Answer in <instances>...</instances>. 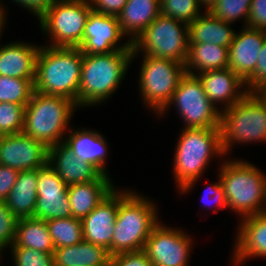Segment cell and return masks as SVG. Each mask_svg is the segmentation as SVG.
I'll return each mask as SVG.
<instances>
[{
	"label": "cell",
	"instance_id": "4",
	"mask_svg": "<svg viewBox=\"0 0 266 266\" xmlns=\"http://www.w3.org/2000/svg\"><path fill=\"white\" fill-rule=\"evenodd\" d=\"M226 157L217 169L228 209L237 220L266 211V174L244 159Z\"/></svg>",
	"mask_w": 266,
	"mask_h": 266
},
{
	"label": "cell",
	"instance_id": "13",
	"mask_svg": "<svg viewBox=\"0 0 266 266\" xmlns=\"http://www.w3.org/2000/svg\"><path fill=\"white\" fill-rule=\"evenodd\" d=\"M126 38L120 28L118 17L91 10L79 49L82 54L87 55L108 54L117 50H132V43ZM123 39L126 41H123Z\"/></svg>",
	"mask_w": 266,
	"mask_h": 266
},
{
	"label": "cell",
	"instance_id": "16",
	"mask_svg": "<svg viewBox=\"0 0 266 266\" xmlns=\"http://www.w3.org/2000/svg\"><path fill=\"white\" fill-rule=\"evenodd\" d=\"M232 266H242L254 258H266V211L241 218L235 230Z\"/></svg>",
	"mask_w": 266,
	"mask_h": 266
},
{
	"label": "cell",
	"instance_id": "5",
	"mask_svg": "<svg viewBox=\"0 0 266 266\" xmlns=\"http://www.w3.org/2000/svg\"><path fill=\"white\" fill-rule=\"evenodd\" d=\"M83 54L79 47L41 45L36 59L34 91L78 102Z\"/></svg>",
	"mask_w": 266,
	"mask_h": 266
},
{
	"label": "cell",
	"instance_id": "30",
	"mask_svg": "<svg viewBox=\"0 0 266 266\" xmlns=\"http://www.w3.org/2000/svg\"><path fill=\"white\" fill-rule=\"evenodd\" d=\"M48 231L55 249L78 244L83 240L82 220L68 218L46 221Z\"/></svg>",
	"mask_w": 266,
	"mask_h": 266
},
{
	"label": "cell",
	"instance_id": "20",
	"mask_svg": "<svg viewBox=\"0 0 266 266\" xmlns=\"http://www.w3.org/2000/svg\"><path fill=\"white\" fill-rule=\"evenodd\" d=\"M118 212V187L82 219L83 240L105 247L112 256V237Z\"/></svg>",
	"mask_w": 266,
	"mask_h": 266
},
{
	"label": "cell",
	"instance_id": "3",
	"mask_svg": "<svg viewBox=\"0 0 266 266\" xmlns=\"http://www.w3.org/2000/svg\"><path fill=\"white\" fill-rule=\"evenodd\" d=\"M132 55V50H117L100 55L83 54L76 106L79 109L95 108L112 98L126 78Z\"/></svg>",
	"mask_w": 266,
	"mask_h": 266
},
{
	"label": "cell",
	"instance_id": "21",
	"mask_svg": "<svg viewBox=\"0 0 266 266\" xmlns=\"http://www.w3.org/2000/svg\"><path fill=\"white\" fill-rule=\"evenodd\" d=\"M103 133L86 128L72 126L65 136L64 143L74 156L82 161L95 165L103 174L110 175L106 168L109 143Z\"/></svg>",
	"mask_w": 266,
	"mask_h": 266
},
{
	"label": "cell",
	"instance_id": "29",
	"mask_svg": "<svg viewBox=\"0 0 266 266\" xmlns=\"http://www.w3.org/2000/svg\"><path fill=\"white\" fill-rule=\"evenodd\" d=\"M10 247H27L45 253L55 250L46 221L34 217L18 219L15 240Z\"/></svg>",
	"mask_w": 266,
	"mask_h": 266
},
{
	"label": "cell",
	"instance_id": "47",
	"mask_svg": "<svg viewBox=\"0 0 266 266\" xmlns=\"http://www.w3.org/2000/svg\"><path fill=\"white\" fill-rule=\"evenodd\" d=\"M3 136L4 135L0 132V141L2 140Z\"/></svg>",
	"mask_w": 266,
	"mask_h": 266
},
{
	"label": "cell",
	"instance_id": "46",
	"mask_svg": "<svg viewBox=\"0 0 266 266\" xmlns=\"http://www.w3.org/2000/svg\"><path fill=\"white\" fill-rule=\"evenodd\" d=\"M259 94L265 99L266 101V89L259 92Z\"/></svg>",
	"mask_w": 266,
	"mask_h": 266
},
{
	"label": "cell",
	"instance_id": "6",
	"mask_svg": "<svg viewBox=\"0 0 266 266\" xmlns=\"http://www.w3.org/2000/svg\"><path fill=\"white\" fill-rule=\"evenodd\" d=\"M77 109L76 104L68 98L34 91L25 106L22 132L42 142L47 148L63 143Z\"/></svg>",
	"mask_w": 266,
	"mask_h": 266
},
{
	"label": "cell",
	"instance_id": "12",
	"mask_svg": "<svg viewBox=\"0 0 266 266\" xmlns=\"http://www.w3.org/2000/svg\"><path fill=\"white\" fill-rule=\"evenodd\" d=\"M182 227L168 226L162 220L153 228L143 251L154 266H189L193 237Z\"/></svg>",
	"mask_w": 266,
	"mask_h": 266
},
{
	"label": "cell",
	"instance_id": "10",
	"mask_svg": "<svg viewBox=\"0 0 266 266\" xmlns=\"http://www.w3.org/2000/svg\"><path fill=\"white\" fill-rule=\"evenodd\" d=\"M142 55L139 66L138 89L146 110L157 116L169 103L180 79L186 74L185 66L174 60Z\"/></svg>",
	"mask_w": 266,
	"mask_h": 266
},
{
	"label": "cell",
	"instance_id": "26",
	"mask_svg": "<svg viewBox=\"0 0 266 266\" xmlns=\"http://www.w3.org/2000/svg\"><path fill=\"white\" fill-rule=\"evenodd\" d=\"M38 186V169L19 171L15 185L5 200L17 219L33 217Z\"/></svg>",
	"mask_w": 266,
	"mask_h": 266
},
{
	"label": "cell",
	"instance_id": "28",
	"mask_svg": "<svg viewBox=\"0 0 266 266\" xmlns=\"http://www.w3.org/2000/svg\"><path fill=\"white\" fill-rule=\"evenodd\" d=\"M229 47L210 43L189 44L185 73L196 76L202 72L228 68Z\"/></svg>",
	"mask_w": 266,
	"mask_h": 266
},
{
	"label": "cell",
	"instance_id": "19",
	"mask_svg": "<svg viewBox=\"0 0 266 266\" xmlns=\"http://www.w3.org/2000/svg\"><path fill=\"white\" fill-rule=\"evenodd\" d=\"M48 164L67 186L95 180H113L95 165L76 158L64 142L48 148Z\"/></svg>",
	"mask_w": 266,
	"mask_h": 266
},
{
	"label": "cell",
	"instance_id": "36",
	"mask_svg": "<svg viewBox=\"0 0 266 266\" xmlns=\"http://www.w3.org/2000/svg\"><path fill=\"white\" fill-rule=\"evenodd\" d=\"M18 219L8 209L5 201H0V256L3 258L4 250L14 243L16 223Z\"/></svg>",
	"mask_w": 266,
	"mask_h": 266
},
{
	"label": "cell",
	"instance_id": "18",
	"mask_svg": "<svg viewBox=\"0 0 266 266\" xmlns=\"http://www.w3.org/2000/svg\"><path fill=\"white\" fill-rule=\"evenodd\" d=\"M266 37V31L242 27L235 32L229 46L228 68L246 82L255 72L260 50Z\"/></svg>",
	"mask_w": 266,
	"mask_h": 266
},
{
	"label": "cell",
	"instance_id": "14",
	"mask_svg": "<svg viewBox=\"0 0 266 266\" xmlns=\"http://www.w3.org/2000/svg\"><path fill=\"white\" fill-rule=\"evenodd\" d=\"M67 187L48 163L39 168L37 201L33 217L48 221L72 216Z\"/></svg>",
	"mask_w": 266,
	"mask_h": 266
},
{
	"label": "cell",
	"instance_id": "35",
	"mask_svg": "<svg viewBox=\"0 0 266 266\" xmlns=\"http://www.w3.org/2000/svg\"><path fill=\"white\" fill-rule=\"evenodd\" d=\"M12 266H54L53 253H45L27 247H10Z\"/></svg>",
	"mask_w": 266,
	"mask_h": 266
},
{
	"label": "cell",
	"instance_id": "37",
	"mask_svg": "<svg viewBox=\"0 0 266 266\" xmlns=\"http://www.w3.org/2000/svg\"><path fill=\"white\" fill-rule=\"evenodd\" d=\"M217 180L205 187L204 193L201 195V200L203 201L201 207L206 211L217 212L221 209H227L228 204L225 198L224 188L220 181L219 175H217ZM203 205V206H202ZM209 209V210H208Z\"/></svg>",
	"mask_w": 266,
	"mask_h": 266
},
{
	"label": "cell",
	"instance_id": "34",
	"mask_svg": "<svg viewBox=\"0 0 266 266\" xmlns=\"http://www.w3.org/2000/svg\"><path fill=\"white\" fill-rule=\"evenodd\" d=\"M25 106L13 102H0V132L3 135L22 132Z\"/></svg>",
	"mask_w": 266,
	"mask_h": 266
},
{
	"label": "cell",
	"instance_id": "1",
	"mask_svg": "<svg viewBox=\"0 0 266 266\" xmlns=\"http://www.w3.org/2000/svg\"><path fill=\"white\" fill-rule=\"evenodd\" d=\"M181 129L174 149L172 169L175 189L179 196H185L204 176L211 161H223L226 155L220 128Z\"/></svg>",
	"mask_w": 266,
	"mask_h": 266
},
{
	"label": "cell",
	"instance_id": "11",
	"mask_svg": "<svg viewBox=\"0 0 266 266\" xmlns=\"http://www.w3.org/2000/svg\"><path fill=\"white\" fill-rule=\"evenodd\" d=\"M170 107L182 119V128H220L221 112L211 103L197 76L185 74L180 79L171 100L156 118L167 116Z\"/></svg>",
	"mask_w": 266,
	"mask_h": 266
},
{
	"label": "cell",
	"instance_id": "33",
	"mask_svg": "<svg viewBox=\"0 0 266 266\" xmlns=\"http://www.w3.org/2000/svg\"><path fill=\"white\" fill-rule=\"evenodd\" d=\"M252 0H219L208 11L227 23L243 22L247 26ZM243 20V21H242Z\"/></svg>",
	"mask_w": 266,
	"mask_h": 266
},
{
	"label": "cell",
	"instance_id": "24",
	"mask_svg": "<svg viewBox=\"0 0 266 266\" xmlns=\"http://www.w3.org/2000/svg\"><path fill=\"white\" fill-rule=\"evenodd\" d=\"M160 15V0H127L119 14V25L127 39L136 38Z\"/></svg>",
	"mask_w": 266,
	"mask_h": 266
},
{
	"label": "cell",
	"instance_id": "43",
	"mask_svg": "<svg viewBox=\"0 0 266 266\" xmlns=\"http://www.w3.org/2000/svg\"><path fill=\"white\" fill-rule=\"evenodd\" d=\"M2 2V0H0ZM15 5L23 7L24 10L36 18L40 17L46 10H48L57 0H10Z\"/></svg>",
	"mask_w": 266,
	"mask_h": 266
},
{
	"label": "cell",
	"instance_id": "45",
	"mask_svg": "<svg viewBox=\"0 0 266 266\" xmlns=\"http://www.w3.org/2000/svg\"><path fill=\"white\" fill-rule=\"evenodd\" d=\"M219 0H199L201 6L205 11H208L214 4H216Z\"/></svg>",
	"mask_w": 266,
	"mask_h": 266
},
{
	"label": "cell",
	"instance_id": "23",
	"mask_svg": "<svg viewBox=\"0 0 266 266\" xmlns=\"http://www.w3.org/2000/svg\"><path fill=\"white\" fill-rule=\"evenodd\" d=\"M114 180H95L67 187L71 213L83 219L89 215L116 187Z\"/></svg>",
	"mask_w": 266,
	"mask_h": 266
},
{
	"label": "cell",
	"instance_id": "15",
	"mask_svg": "<svg viewBox=\"0 0 266 266\" xmlns=\"http://www.w3.org/2000/svg\"><path fill=\"white\" fill-rule=\"evenodd\" d=\"M48 163V148L25 133L4 135L0 141V165L18 171L39 169Z\"/></svg>",
	"mask_w": 266,
	"mask_h": 266
},
{
	"label": "cell",
	"instance_id": "9",
	"mask_svg": "<svg viewBox=\"0 0 266 266\" xmlns=\"http://www.w3.org/2000/svg\"><path fill=\"white\" fill-rule=\"evenodd\" d=\"M89 0H57L39 18V27L52 47H79L91 11Z\"/></svg>",
	"mask_w": 266,
	"mask_h": 266
},
{
	"label": "cell",
	"instance_id": "17",
	"mask_svg": "<svg viewBox=\"0 0 266 266\" xmlns=\"http://www.w3.org/2000/svg\"><path fill=\"white\" fill-rule=\"evenodd\" d=\"M196 76L207 97L220 112L241 101L249 93L245 82L229 68L205 71Z\"/></svg>",
	"mask_w": 266,
	"mask_h": 266
},
{
	"label": "cell",
	"instance_id": "41",
	"mask_svg": "<svg viewBox=\"0 0 266 266\" xmlns=\"http://www.w3.org/2000/svg\"><path fill=\"white\" fill-rule=\"evenodd\" d=\"M91 9L105 15L118 17L127 0H89Z\"/></svg>",
	"mask_w": 266,
	"mask_h": 266
},
{
	"label": "cell",
	"instance_id": "32",
	"mask_svg": "<svg viewBox=\"0 0 266 266\" xmlns=\"http://www.w3.org/2000/svg\"><path fill=\"white\" fill-rule=\"evenodd\" d=\"M205 10L199 0H160V14L191 24Z\"/></svg>",
	"mask_w": 266,
	"mask_h": 266
},
{
	"label": "cell",
	"instance_id": "31",
	"mask_svg": "<svg viewBox=\"0 0 266 266\" xmlns=\"http://www.w3.org/2000/svg\"><path fill=\"white\" fill-rule=\"evenodd\" d=\"M35 79L0 76V102L27 105L34 92Z\"/></svg>",
	"mask_w": 266,
	"mask_h": 266
},
{
	"label": "cell",
	"instance_id": "25",
	"mask_svg": "<svg viewBox=\"0 0 266 266\" xmlns=\"http://www.w3.org/2000/svg\"><path fill=\"white\" fill-rule=\"evenodd\" d=\"M227 23L204 11L188 25V44L212 43L229 47L233 42L236 30Z\"/></svg>",
	"mask_w": 266,
	"mask_h": 266
},
{
	"label": "cell",
	"instance_id": "42",
	"mask_svg": "<svg viewBox=\"0 0 266 266\" xmlns=\"http://www.w3.org/2000/svg\"><path fill=\"white\" fill-rule=\"evenodd\" d=\"M19 171L11 167L0 165V201H5L16 183Z\"/></svg>",
	"mask_w": 266,
	"mask_h": 266
},
{
	"label": "cell",
	"instance_id": "8",
	"mask_svg": "<svg viewBox=\"0 0 266 266\" xmlns=\"http://www.w3.org/2000/svg\"><path fill=\"white\" fill-rule=\"evenodd\" d=\"M188 47V25L160 14L132 43V62L141 53L185 64Z\"/></svg>",
	"mask_w": 266,
	"mask_h": 266
},
{
	"label": "cell",
	"instance_id": "2",
	"mask_svg": "<svg viewBox=\"0 0 266 266\" xmlns=\"http://www.w3.org/2000/svg\"><path fill=\"white\" fill-rule=\"evenodd\" d=\"M139 192L118 187V212L112 237V256L143 250L153 228L160 222L157 202Z\"/></svg>",
	"mask_w": 266,
	"mask_h": 266
},
{
	"label": "cell",
	"instance_id": "40",
	"mask_svg": "<svg viewBox=\"0 0 266 266\" xmlns=\"http://www.w3.org/2000/svg\"><path fill=\"white\" fill-rule=\"evenodd\" d=\"M247 26L266 31V0H252Z\"/></svg>",
	"mask_w": 266,
	"mask_h": 266
},
{
	"label": "cell",
	"instance_id": "38",
	"mask_svg": "<svg viewBox=\"0 0 266 266\" xmlns=\"http://www.w3.org/2000/svg\"><path fill=\"white\" fill-rule=\"evenodd\" d=\"M245 84L248 92L259 93L266 89V37L257 59L255 72Z\"/></svg>",
	"mask_w": 266,
	"mask_h": 266
},
{
	"label": "cell",
	"instance_id": "22",
	"mask_svg": "<svg viewBox=\"0 0 266 266\" xmlns=\"http://www.w3.org/2000/svg\"><path fill=\"white\" fill-rule=\"evenodd\" d=\"M28 41H9L1 45L0 76L35 79L36 59L41 45Z\"/></svg>",
	"mask_w": 266,
	"mask_h": 266
},
{
	"label": "cell",
	"instance_id": "27",
	"mask_svg": "<svg viewBox=\"0 0 266 266\" xmlns=\"http://www.w3.org/2000/svg\"><path fill=\"white\" fill-rule=\"evenodd\" d=\"M54 266H110L109 251L82 240L78 244L53 251Z\"/></svg>",
	"mask_w": 266,
	"mask_h": 266
},
{
	"label": "cell",
	"instance_id": "7",
	"mask_svg": "<svg viewBox=\"0 0 266 266\" xmlns=\"http://www.w3.org/2000/svg\"><path fill=\"white\" fill-rule=\"evenodd\" d=\"M220 129L222 147L228 157L235 145L266 144L265 99L259 93L249 92L221 112Z\"/></svg>",
	"mask_w": 266,
	"mask_h": 266
},
{
	"label": "cell",
	"instance_id": "39",
	"mask_svg": "<svg viewBox=\"0 0 266 266\" xmlns=\"http://www.w3.org/2000/svg\"><path fill=\"white\" fill-rule=\"evenodd\" d=\"M110 266H154L147 254L141 251L123 252L111 256Z\"/></svg>",
	"mask_w": 266,
	"mask_h": 266
},
{
	"label": "cell",
	"instance_id": "44",
	"mask_svg": "<svg viewBox=\"0 0 266 266\" xmlns=\"http://www.w3.org/2000/svg\"><path fill=\"white\" fill-rule=\"evenodd\" d=\"M6 5L3 4V2L1 3L0 1V40L2 38V36L4 35V30H6V24H7V17H8V12L7 9L5 7Z\"/></svg>",
	"mask_w": 266,
	"mask_h": 266
}]
</instances>
